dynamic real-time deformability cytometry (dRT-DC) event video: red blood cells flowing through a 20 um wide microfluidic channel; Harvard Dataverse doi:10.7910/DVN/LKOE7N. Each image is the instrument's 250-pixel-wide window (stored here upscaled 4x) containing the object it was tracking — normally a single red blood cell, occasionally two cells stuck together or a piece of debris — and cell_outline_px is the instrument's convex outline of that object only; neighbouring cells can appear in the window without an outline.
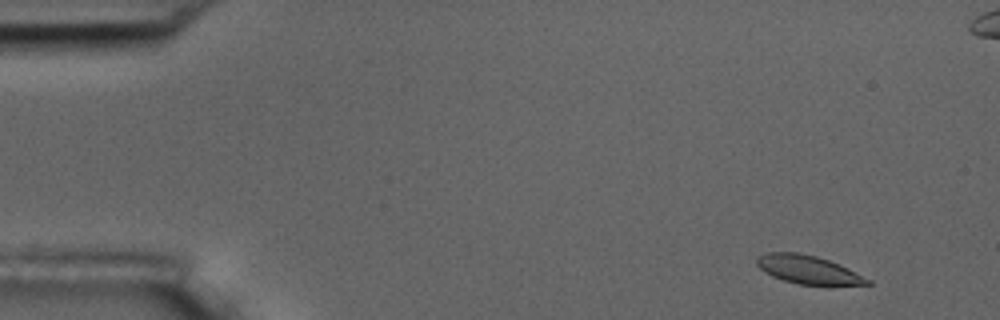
{"species": "common noctule bat (a hibernating species)", "species_latin": "Nyctalus noctula", "temperature_condition": "room temperature", "stored_images_in_passage": 7, "camera_frame_rate_fps": 3000, "um_per_image_px": 0.085, "animal": {"sex": "male", "body_mass_g": 17.5, "forearm_length_mm": 52.3}, "frame": {"image": 1, "passage_image": 1, "time_ms": 0.0, "image_size_px": [1000, 320], "cell_outline_px": [[872, 284], [800, 284], [784, 280], [772, 276], [764, 272], [756, 264], [756, 256], [768, 252], [796, 252], [816, 256], [828, 260], [848, 268], [872, 280]], "centroid_in_image_um": [68.65, 22.9], "position_along_channel_um": 16.4, "area_um2": 18.03}}